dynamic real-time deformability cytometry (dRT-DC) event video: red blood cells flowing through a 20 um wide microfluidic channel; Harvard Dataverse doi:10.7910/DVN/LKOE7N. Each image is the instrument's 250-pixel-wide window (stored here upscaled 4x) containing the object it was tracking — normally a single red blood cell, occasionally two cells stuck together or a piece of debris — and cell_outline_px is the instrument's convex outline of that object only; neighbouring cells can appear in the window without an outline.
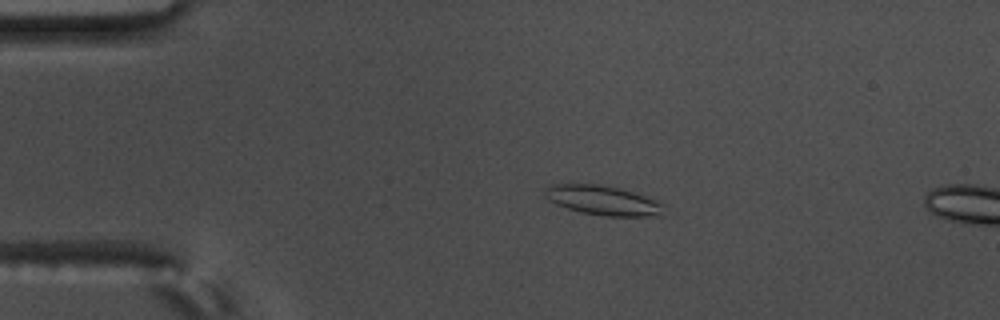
{"species": "common noctule bat (a hibernating species)", "species_latin": "Nyctalus noctula", "temperature_condition": "warm", "stored_images_in_passage": 57, "camera_frame_rate_fps": 3000, "um_per_image_px": 0.085, "animal": {"sex": "male", "body_mass_g": 17.5, "forearm_length_mm": 52.3}, "frame": {"image": 1, "passage_image": 13, "time_ms": 4.0, "image_size_px": [1000, 320], "cell_outline_px": [[664, 216], [604, 216], [580, 212], [556, 204], [548, 200], [544, 196], [544, 188], [552, 184], [600, 184], [620, 188], [644, 196], [664, 204]], "centroid_in_image_um": [51.24, 17.03], "position_along_channel_um": 33.8, "area_um2": 20.58}}
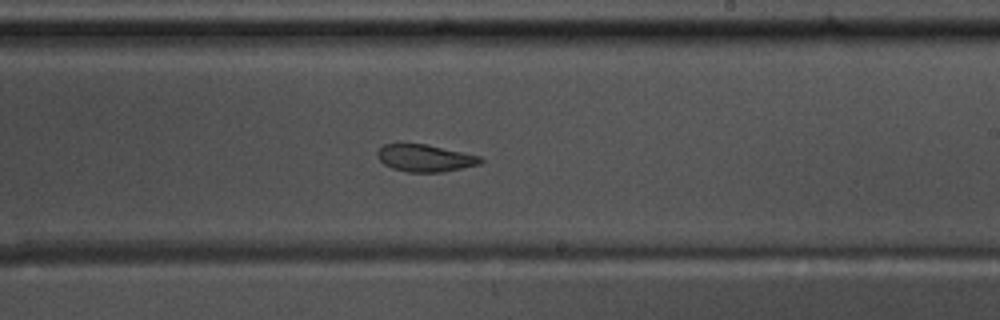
{"frame": {"image": 2, "passage_image": 35, "time_ms": 11.333, "image_size_px": [1000, 320], "cell_outline_px": [[484, 160], [480, 164], [440, 172], [408, 172], [392, 168], [384, 164], [376, 156], [376, 152], [384, 144], [424, 144], [480, 156]], "centroid_in_image_um": [36.1, 13.44], "position_along_channel_um": 252.9, "area_um2": 16.07}}
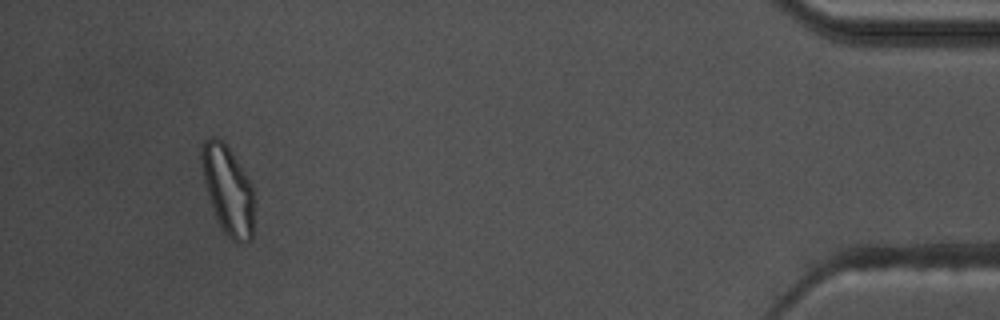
{"frame": {"image": 3, "passage_image": 54, "time_ms": 17.667, "image_size_px": [1000, 320], "cell_outline_px": [[252, 240], [248, 244], [236, 244], [224, 232], [216, 216], [208, 196], [204, 180], [200, 160], [200, 156], [204, 140], [212, 136], [216, 136], [224, 140], [252, 184]], "centroid_in_image_um": [19.36, 16.13], "position_along_channel_um": 415.8, "area_um2": 27.05}, "authors_computed_cell_mechanics": {"area_um2": 19.5364, "velocity_mm_per_s": 3.6416, "shape_relaxation_time_tau1_ms": null, "shape_relaxation_time_tau2_ms": 3.1304, "deformation_change_tau1": null, "deformation_change_tau2": 0.0804}}